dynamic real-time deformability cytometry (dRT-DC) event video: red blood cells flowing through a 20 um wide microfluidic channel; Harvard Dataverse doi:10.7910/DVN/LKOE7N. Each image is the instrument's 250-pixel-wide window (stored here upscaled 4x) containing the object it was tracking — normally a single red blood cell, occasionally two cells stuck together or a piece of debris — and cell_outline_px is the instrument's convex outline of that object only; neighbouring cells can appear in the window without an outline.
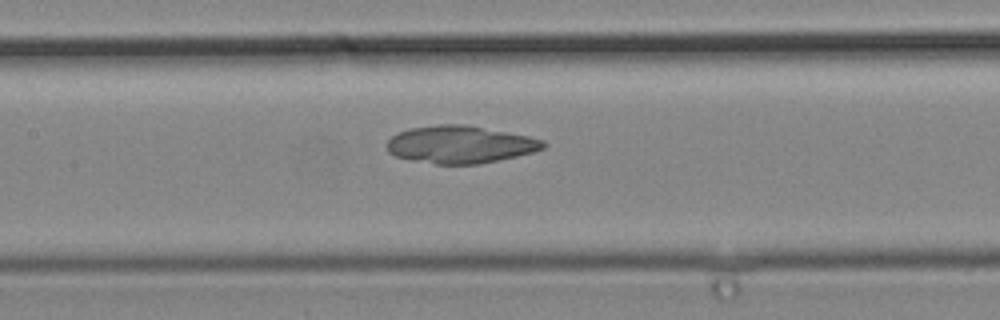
{"species": "common noctule bat (a hibernating species)", "species_latin": "Nyctalus noctula", "temperature_condition": "cold", "stored_images_in_passage": 43, "camera_frame_rate_fps": 3000, "um_per_image_px": 0.085, "animal": {"sex": "male", "body_mass_g": 19.2, "forearm_length_mm": 51.8}, "frame": {"image": 1, "passage_image": 20, "time_ms": 6.333, "image_size_px": [1000, 320], "cell_outline_px": [[548, 144], [544, 148], [532, 152], [516, 156], [480, 164], [436, 164], [412, 160], [396, 156], [388, 152], [388, 140], [392, 136], [400, 132], [412, 128], [436, 124], [468, 124], [528, 136], [544, 140]], "centroid_in_image_um": [39.14, 12.27], "position_along_channel_um": 168.3, "area_um2": 34.1}}
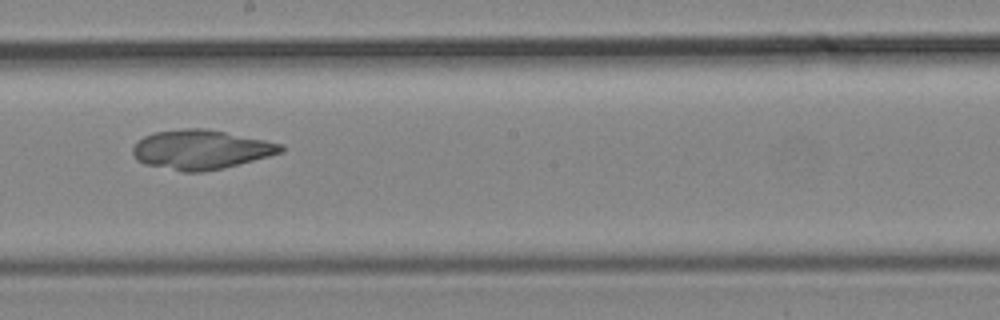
{"frame": {"image": 2, "passage_image": 24, "time_ms": 7.667, "image_size_px": [1000, 320], "cell_outline_px": [[284, 152], [224, 168], [204, 172], [180, 172], [144, 164], [136, 160], [132, 156], [132, 148], [144, 136], [156, 132], [180, 128], [204, 128], [284, 144]], "centroid_in_image_um": [17.06, 12.73], "position_along_channel_um": 231.1, "area_um2": 34.1}}
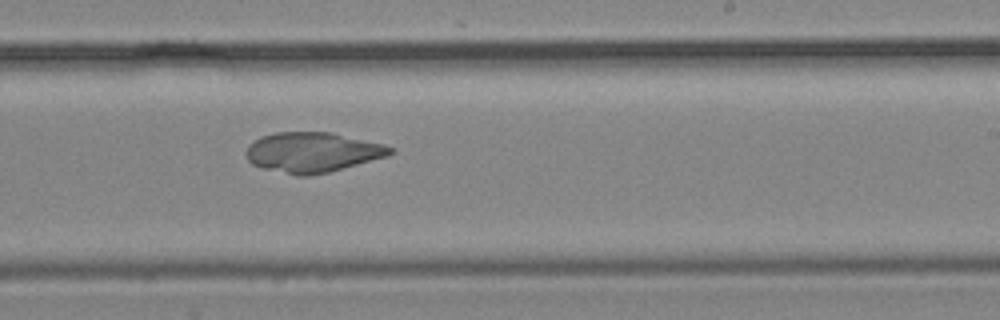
{"frame": {"image": 3, "passage_image": 26, "time_ms": 8.333, "image_size_px": [1000, 320], "cell_outline_px": [[396, 152], [388, 156], [328, 172], [308, 176], [296, 176], [264, 168], [252, 164], [248, 160], [248, 144], [260, 136], [276, 132], [332, 132], [384, 144], [396, 148]], "centroid_in_image_um": [26.6, 12.94], "position_along_channel_um": 262.4, "area_um2": 33.7}}